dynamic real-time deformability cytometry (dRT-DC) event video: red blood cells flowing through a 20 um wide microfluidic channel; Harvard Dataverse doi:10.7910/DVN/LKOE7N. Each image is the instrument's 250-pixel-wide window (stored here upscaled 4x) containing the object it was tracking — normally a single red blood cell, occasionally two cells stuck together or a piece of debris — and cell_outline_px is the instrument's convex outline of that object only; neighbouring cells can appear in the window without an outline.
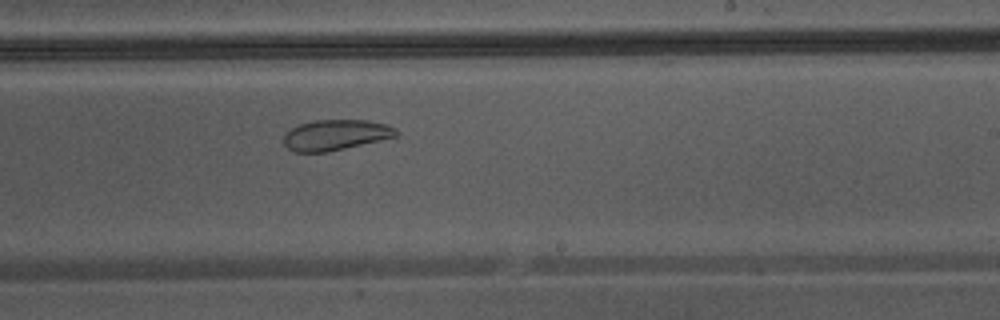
{"species": "Egyptian fruit bat (a non-hibernating species)", "species_latin": "Rousettus aegyptiacus", "temperature_condition": "warm", "stored_images_in_passage": 32, "camera_frame_rate_fps": 3000, "um_per_image_px": 0.085, "animal": {"sex": "male"}, "frame": {"image": 1, "passage_image": 15, "time_ms": 4.667, "image_size_px": [1000, 320], "cell_outline_px": [[400, 132], [396, 136], [380, 140], [344, 148], [324, 152], [292, 152], [284, 144], [284, 136], [292, 128], [300, 124], [316, 120], [368, 120], [388, 124], [396, 128]], "centroid_in_image_um": [28.55, 11.46], "position_along_channel_um": 260.4, "area_um2": 19.88}}
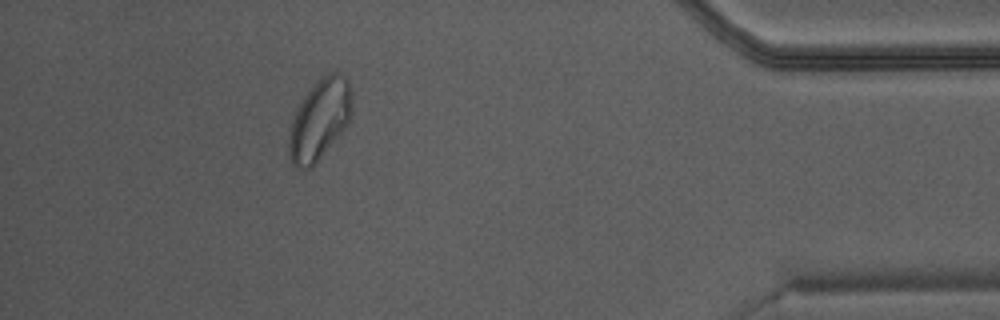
{"frame": {"image": 2, "passage_image": 28, "time_ms": 9.0, "image_size_px": [1000, 320], "cell_outline_px": [[352, 108], [348, 124], [316, 164], [312, 168], [296, 168], [292, 164], [288, 156], [288, 136], [292, 120], [300, 100], [308, 88], [320, 76], [328, 72], [340, 72], [348, 80], [352, 92]], "centroid_in_image_um": [27.15, 10.14], "position_along_channel_um": 408.0, "area_um2": 30.29}}